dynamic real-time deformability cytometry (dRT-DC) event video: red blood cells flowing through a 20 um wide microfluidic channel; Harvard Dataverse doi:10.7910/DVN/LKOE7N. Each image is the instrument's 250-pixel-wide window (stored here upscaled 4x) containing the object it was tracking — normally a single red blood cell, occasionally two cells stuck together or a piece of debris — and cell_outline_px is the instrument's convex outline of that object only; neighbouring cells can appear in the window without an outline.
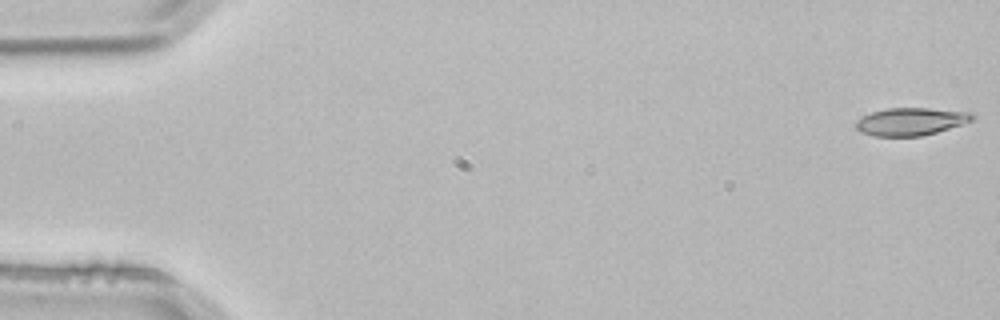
{"species": "common noctule bat (a hibernating species)", "species_latin": "Nyctalus noctula", "temperature_condition": "room temperature", "stored_images_in_passage": 4, "camera_frame_rate_fps": 3000, "um_per_image_px": 0.085, "animal": {"sex": "male", "body_mass_g": 21.5, "forearm_length_mm": 52.0}, "frame": {"image": 1, "passage_image": 1, "time_ms": 0.0, "image_size_px": [1000, 320], "cell_outline_px": [[972, 120], [936, 132], [920, 136], [872, 136], [860, 132], [856, 128], [856, 120], [872, 112], [888, 108], [928, 108], [972, 112]], "centroid_in_image_um": [77.37, 10.33], "position_along_channel_um": 7.6, "area_um2": 18.5}}
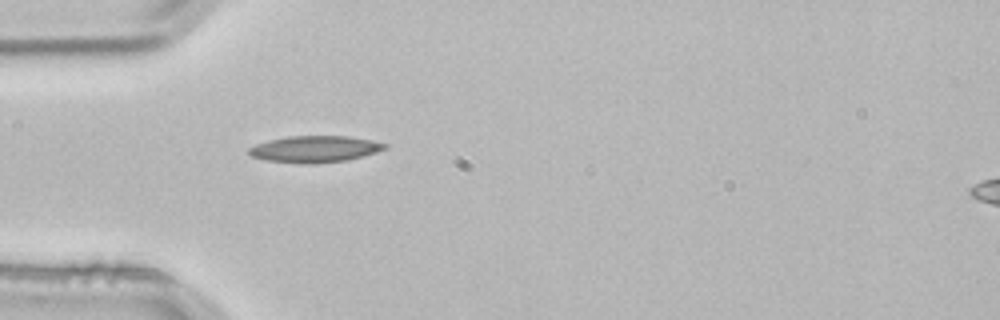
{"frame": {"image": 2, "passage_image": 4, "time_ms": 1.0, "image_size_px": [1000, 320], "cell_outline_px": [[388, 148], [376, 152], [344, 160], [312, 164], [300, 164], [264, 160], [252, 156], [248, 152], [248, 148], [256, 144], [268, 140], [288, 136], [348, 136], [372, 140], [388, 144]], "centroid_in_image_um": [26.73, 12.67], "position_along_channel_um": 58.3, "area_um2": 21.04}}